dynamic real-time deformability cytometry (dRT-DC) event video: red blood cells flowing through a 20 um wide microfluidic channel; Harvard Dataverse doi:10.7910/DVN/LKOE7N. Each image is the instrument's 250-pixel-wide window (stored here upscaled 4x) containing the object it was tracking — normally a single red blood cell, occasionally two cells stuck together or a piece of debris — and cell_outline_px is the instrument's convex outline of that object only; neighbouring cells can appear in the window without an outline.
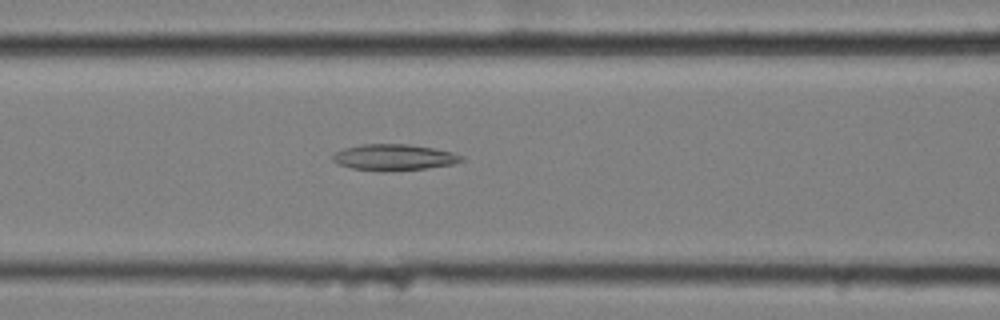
{"species": "common noctule bat (a hibernating species)", "species_latin": "Nyctalus noctula", "temperature_condition": "cold", "stored_images_in_passage": 46, "camera_frame_rate_fps": 3000, "um_per_image_px": 0.085, "animal": {"sex": "female", "body_mass_g": 25.1}, "frame": {"image": 1, "passage_image": 13, "time_ms": 4.0, "image_size_px": [1000, 320], "cell_outline_px": [[464, 160], [452, 164], [424, 168], [384, 172], [380, 172], [352, 168], [336, 164], [332, 160], [332, 156], [336, 152], [344, 148], [360, 144], [408, 144], [432, 148], [452, 152], [464, 156]], "centroid_in_image_um": [33.45, 13.38], "position_along_channel_um": 133.2, "area_um2": 19.71}}
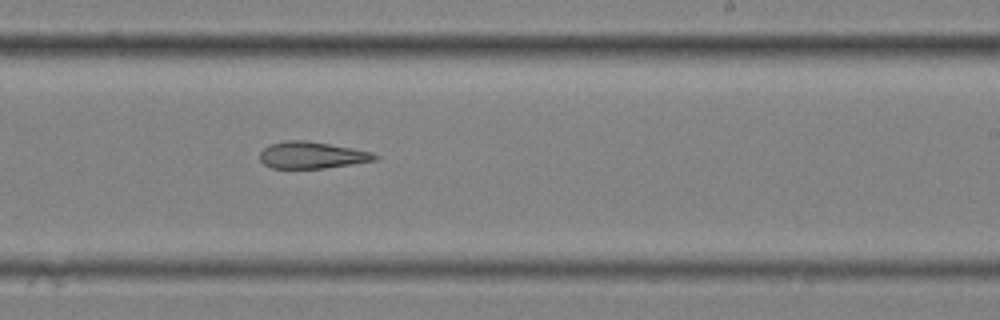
{"frame": {"image": 2, "passage_image": 24, "time_ms": 7.667, "image_size_px": [1000, 320], "cell_outline_px": [[380, 156], [376, 160], [352, 164], [324, 168], [272, 168], [264, 164], [260, 160], [260, 152], [268, 144], [284, 140], [304, 140], [352, 148], [372, 152]], "centroid_in_image_um": [26.49, 13.18], "position_along_channel_um": 262.5, "area_um2": 17.92}}
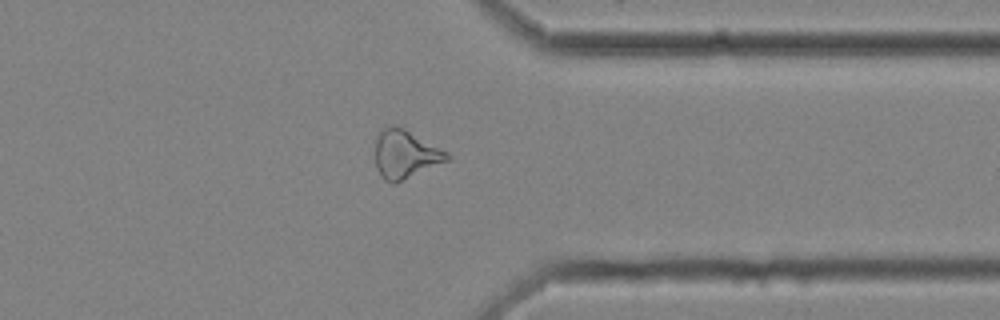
{"frame": {"image": 3, "passage_image": 34, "time_ms": 11.0, "image_size_px": [1000, 320], "cell_outline_px": [[452, 160], [396, 184], [392, 184], [384, 180], [380, 176], [376, 168], [376, 136], [384, 128], [392, 124], [404, 128], [448, 152], [452, 156]], "centroid_in_image_um": [34.49, 13.15], "position_along_channel_um": 376.9, "area_um2": 20.75}}